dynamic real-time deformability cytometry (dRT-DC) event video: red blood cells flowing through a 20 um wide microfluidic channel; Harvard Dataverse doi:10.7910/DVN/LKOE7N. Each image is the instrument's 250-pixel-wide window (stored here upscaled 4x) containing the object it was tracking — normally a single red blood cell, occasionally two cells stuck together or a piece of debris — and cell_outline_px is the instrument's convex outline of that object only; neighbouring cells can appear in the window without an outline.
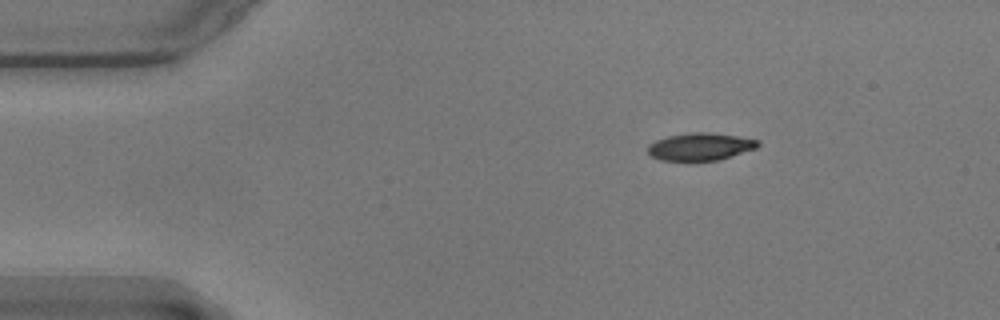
{"species": "common noctule bat (a hibernating species)", "species_latin": "Nyctalus noctula", "temperature_condition": "warm", "stored_images_in_passage": 13, "camera_frame_rate_fps": 3000, "um_per_image_px": 0.085, "animal": {"sex": "male", "body_mass_g": 17.9}, "frame": {"image": 1, "passage_image": 1, "time_ms": 0.0, "image_size_px": [1000, 320], "cell_outline_px": [[760, 144], [756, 148], [716, 160], [660, 160], [652, 156], [648, 152], [648, 144], [656, 140], [668, 136], [688, 132], [708, 132], [736, 136], [760, 140]], "centroid_in_image_um": [59.5, 12.45], "position_along_channel_um": 25.5, "area_um2": 17.4}}
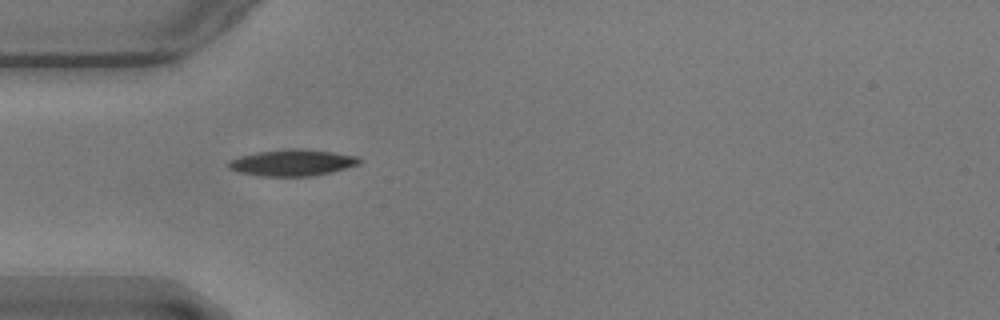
{"frame": {"image": 2, "passage_image": 9, "time_ms": 2.667, "image_size_px": [1000, 320], "cell_outline_px": [[364, 160], [360, 164], [312, 176], [260, 176], [240, 172], [228, 168], [228, 160], [240, 156], [256, 152], [288, 148], [304, 148], [360, 156]], "centroid_in_image_um": [24.86, 13.81], "position_along_channel_um": 60.1, "area_um2": 20.29}}
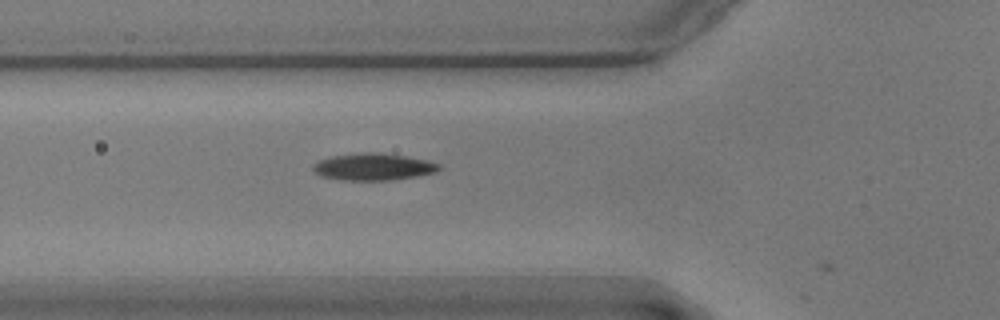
{"frame": {"image": 3, "passage_image": 12, "time_ms": 3.667, "image_size_px": [1000, 320], "cell_outline_px": [[440, 168], [436, 172], [416, 176], [388, 180], [344, 180], [320, 176], [312, 168], [312, 164], [316, 160], [332, 156], [360, 152], [380, 152], [428, 160], [440, 164]], "centroid_in_image_um": [31.7, 14.16], "position_along_channel_um": 94.1, "area_um2": 19.88}}